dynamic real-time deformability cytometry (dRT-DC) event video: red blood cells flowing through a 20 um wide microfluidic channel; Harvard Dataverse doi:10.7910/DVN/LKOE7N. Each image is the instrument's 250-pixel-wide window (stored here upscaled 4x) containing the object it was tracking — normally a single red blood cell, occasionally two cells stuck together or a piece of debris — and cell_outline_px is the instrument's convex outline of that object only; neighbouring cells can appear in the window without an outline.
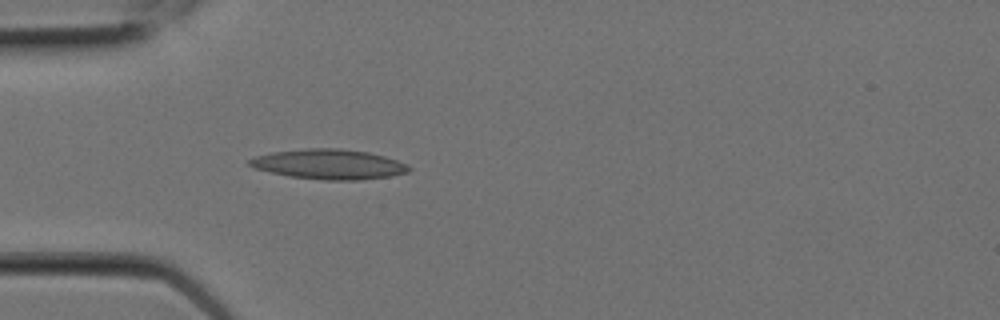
{"species": "Egyptian fruit bat (a non-hibernating species)", "species_latin": "Rousettus aegyptiacus", "temperature_condition": "room temperature", "stored_images_in_passage": 6, "camera_frame_rate_fps": 3000, "um_per_image_px": 0.085, "animal": {"sex": "female"}, "frame": {"image": 1, "passage_image": 6, "time_ms": 1.667, "image_size_px": [1000, 320], "cell_outline_px": [[412, 168], [408, 172], [392, 176], [360, 180], [324, 180], [288, 176], [256, 168], [248, 164], [248, 160], [256, 156], [272, 152], [304, 148], [340, 148], [368, 152], [384, 156], [408, 164]], "centroid_in_image_um": [28.0, 13.96], "position_along_channel_um": 57.0, "area_um2": 27.86}}